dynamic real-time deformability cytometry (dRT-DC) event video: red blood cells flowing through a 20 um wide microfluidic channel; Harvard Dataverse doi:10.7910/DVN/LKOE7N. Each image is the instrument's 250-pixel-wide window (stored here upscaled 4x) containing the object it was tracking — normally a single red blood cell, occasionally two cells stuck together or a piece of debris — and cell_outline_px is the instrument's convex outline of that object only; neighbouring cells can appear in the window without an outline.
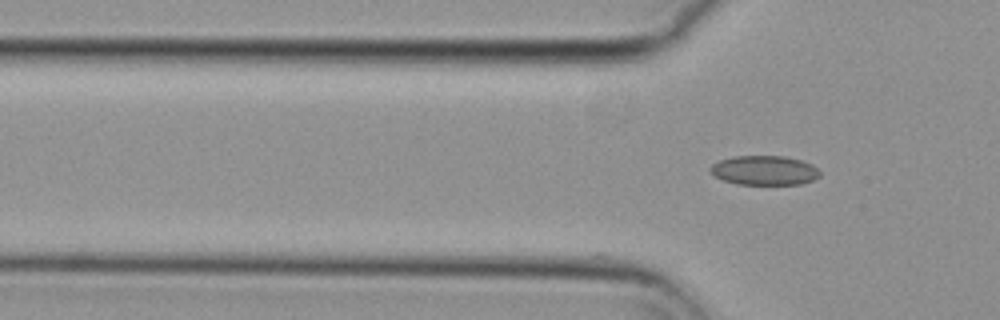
{"species": "common noctule bat (a hibernating species)", "species_latin": "Nyctalus noctula", "temperature_condition": "cold", "stored_images_in_passage": 17, "camera_frame_rate_fps": 3000, "um_per_image_px": 0.085, "animal": {"sex": "female", "body_mass_g": 29.2, "forearm_length_mm": 56.3}, "frame": {"image": 1, "passage_image": 17, "time_ms": 5.333, "image_size_px": [1000, 320], "cell_outline_px": [[820, 176], [812, 180], [800, 184], [736, 184], [724, 180], [716, 176], [708, 168], [712, 164], [720, 160], [736, 156], [784, 156], [800, 160], [812, 164], [820, 172]], "centroid_in_image_um": [64.98, 14.48], "position_along_channel_um": 60.8, "area_um2": 18.61}}